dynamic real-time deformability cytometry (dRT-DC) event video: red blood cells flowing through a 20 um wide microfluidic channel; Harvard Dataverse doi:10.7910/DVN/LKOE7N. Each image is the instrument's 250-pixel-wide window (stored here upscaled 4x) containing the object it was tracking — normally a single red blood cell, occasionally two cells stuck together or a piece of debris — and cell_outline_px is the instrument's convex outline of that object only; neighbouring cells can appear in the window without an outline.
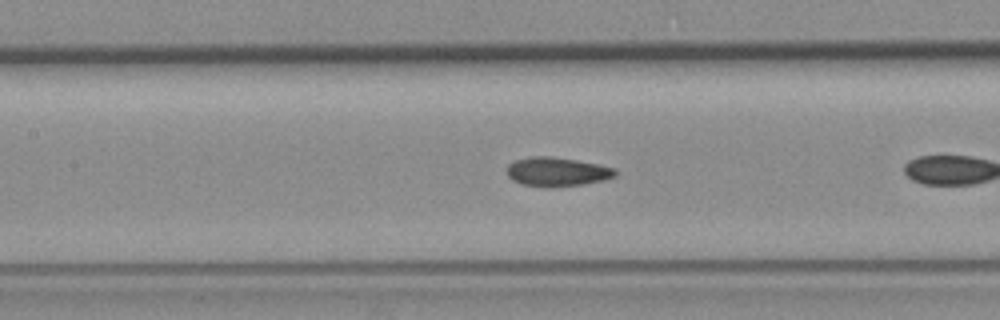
{"species": "common noctule bat (a hibernating species)", "species_latin": "Nyctalus noctula", "temperature_condition": "room temperature", "stored_images_in_passage": 11, "camera_frame_rate_fps": 3000, "um_per_image_px": 0.085, "animal": {"sex": "female", "body_mass_g": 19.3, "forearm_length_mm": 54.1}, "frame": {"image": 1, "passage_image": 10, "time_ms": 3.0, "image_size_px": [1000, 320], "cell_outline_px": [[616, 176], [604, 180], [584, 184], [548, 188], [544, 188], [520, 184], [512, 180], [508, 176], [508, 164], [516, 160], [532, 156], [552, 156], [600, 164], [616, 168]], "centroid_in_image_um": [47.36, 14.61], "position_along_channel_um": 160.0, "area_um2": 18.61}}